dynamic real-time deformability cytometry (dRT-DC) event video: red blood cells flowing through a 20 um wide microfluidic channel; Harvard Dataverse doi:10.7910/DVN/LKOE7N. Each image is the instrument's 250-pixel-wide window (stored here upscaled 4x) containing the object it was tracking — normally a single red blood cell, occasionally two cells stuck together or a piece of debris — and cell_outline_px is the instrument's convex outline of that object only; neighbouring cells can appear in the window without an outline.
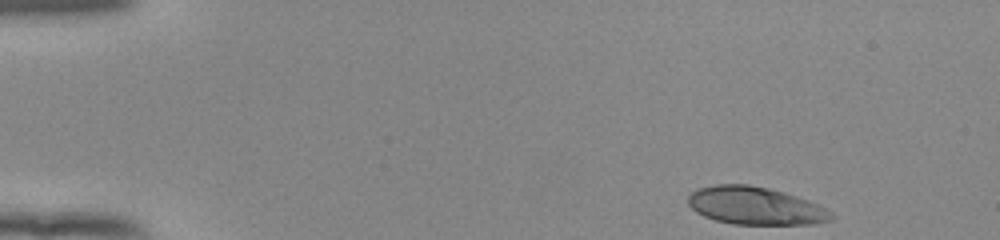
{"species": "human", "species_latin": "Homo sapiens", "temperature_condition": "room temperature", "stored_images_in_passage": 48, "camera_frame_rate_fps": 3000, "um_per_image_px": 0.085, "donor": {"sex": "female"}, "frame": {"image": 1, "passage_image": 1, "time_ms": 0.0, "image_size_px": [1000, 240], "cell_outline_px": [[836, 216], [832, 220], [812, 224], [732, 224], [716, 220], [704, 216], [696, 212], [688, 204], [688, 196], [696, 188], [716, 184], [748, 184], [768, 188], [784, 192], [808, 200], [832, 212]], "centroid_in_image_um": [64.19, 17.49], "position_along_channel_um": 20.8, "area_um2": 31.56}}
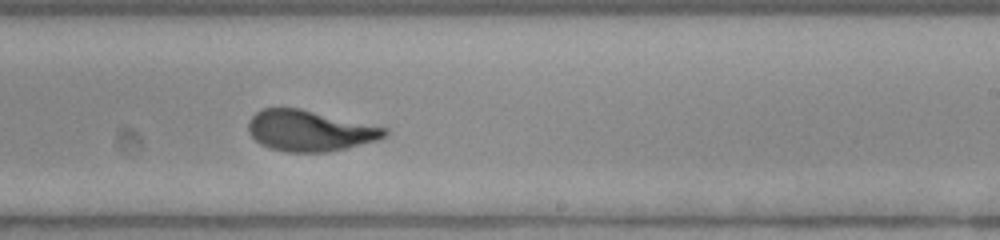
{"frame": {"image": 2, "passage_image": 28, "time_ms": 9.0, "image_size_px": [1000, 240], "cell_outline_px": [[388, 136], [380, 140], [328, 152], [288, 152], [268, 148], [260, 144], [248, 132], [248, 120], [256, 112], [264, 108], [300, 108], [388, 128]], "centroid_in_image_um": [26.34, 11.12], "position_along_channel_um": 262.7, "area_um2": 32.66}}
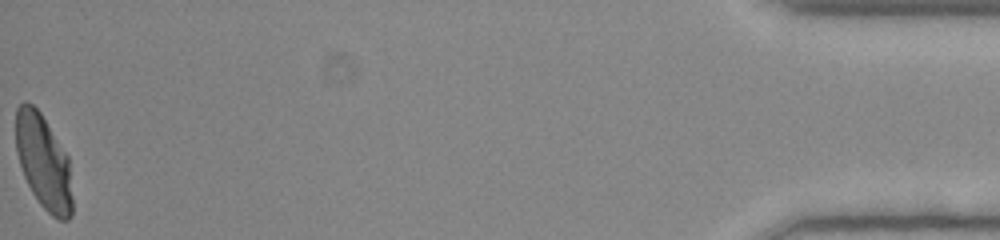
{"frame": {"image": 3, "passage_image": 48, "time_ms": 15.667, "image_size_px": [1000, 240], "cell_outline_px": [[72, 216], [68, 220], [60, 220], [52, 216], [40, 204], [32, 192], [24, 176], [16, 152], [16, 108], [24, 100], [32, 104], [40, 112], [68, 156], [72, 196]], "centroid_in_image_um": [3.7, 13.77], "position_along_channel_um": 431.5, "area_um2": 31.04}, "authors_computed_cell_mechanics": {"area_um2": 32.657, "velocity_mm_per_s": 3.8888, "shape_relaxation_time_tau1_ms": 4.9059, "shape_relaxation_time_tau2_ms": null, "deformation_change_tau1": 0.2399, "deformation_change_tau2": null}}